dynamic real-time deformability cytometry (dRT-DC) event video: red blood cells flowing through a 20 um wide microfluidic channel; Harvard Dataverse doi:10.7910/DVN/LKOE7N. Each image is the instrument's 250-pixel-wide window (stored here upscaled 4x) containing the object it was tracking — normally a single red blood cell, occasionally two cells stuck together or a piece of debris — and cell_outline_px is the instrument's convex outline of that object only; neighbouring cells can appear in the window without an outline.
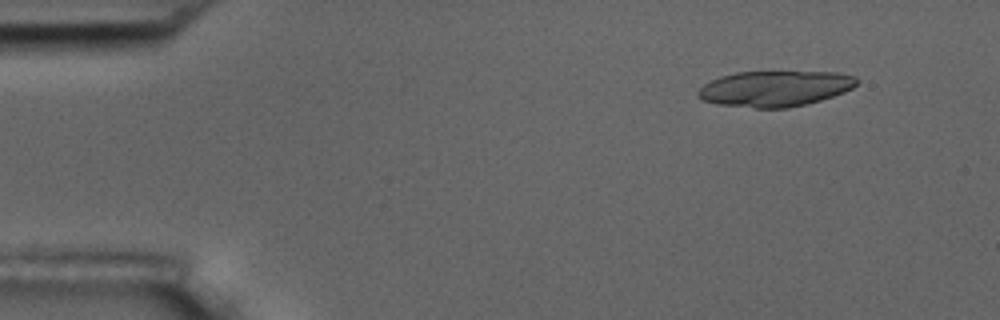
{"species": "common noctule bat (a hibernating species)", "species_latin": "Nyctalus noctula", "temperature_condition": "room temperature", "stored_images_in_passage": 6, "camera_frame_rate_fps": 3000, "um_per_image_px": 0.085, "animal": {"sex": "male", "body_mass_g": 17.5, "forearm_length_mm": 52.3}, "frame": {"image": 1, "passage_image": 2, "time_ms": 1.333, "image_size_px": [1000, 320], "cell_outline_px": [[860, 80], [852, 88], [844, 92], [820, 100], [788, 108], [756, 108], [716, 104], [704, 100], [696, 96], [696, 92], [704, 84], [720, 76], [736, 72], [836, 72], [856, 76]], "centroid_in_image_um": [65.86, 7.53], "position_along_channel_um": 19.1, "area_um2": 33.0}}
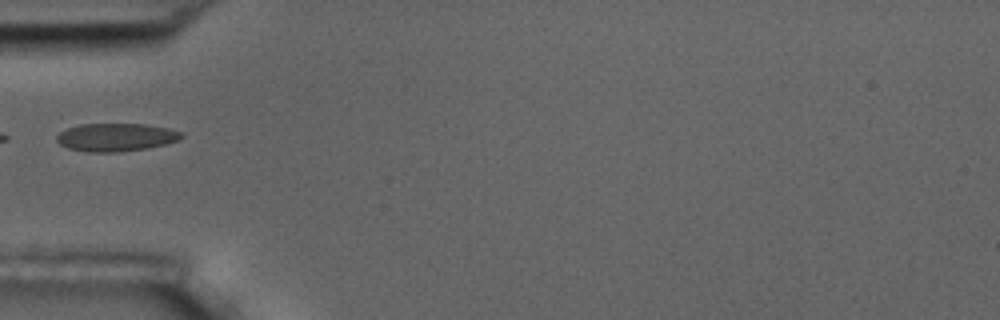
{"frame": {"image": 2, "passage_image": 6, "time_ms": 5.667, "image_size_px": [1000, 320], "cell_outline_px": [[184, 136], [176, 140], [164, 144], [148, 148], [116, 152], [88, 152], [68, 148], [60, 144], [56, 140], [56, 136], [60, 132], [68, 128], [80, 124], [144, 124], [168, 128], [184, 132]], "centroid_in_image_um": [9.85, 11.66], "position_along_channel_um": 75.1, "area_um2": 20.29}}